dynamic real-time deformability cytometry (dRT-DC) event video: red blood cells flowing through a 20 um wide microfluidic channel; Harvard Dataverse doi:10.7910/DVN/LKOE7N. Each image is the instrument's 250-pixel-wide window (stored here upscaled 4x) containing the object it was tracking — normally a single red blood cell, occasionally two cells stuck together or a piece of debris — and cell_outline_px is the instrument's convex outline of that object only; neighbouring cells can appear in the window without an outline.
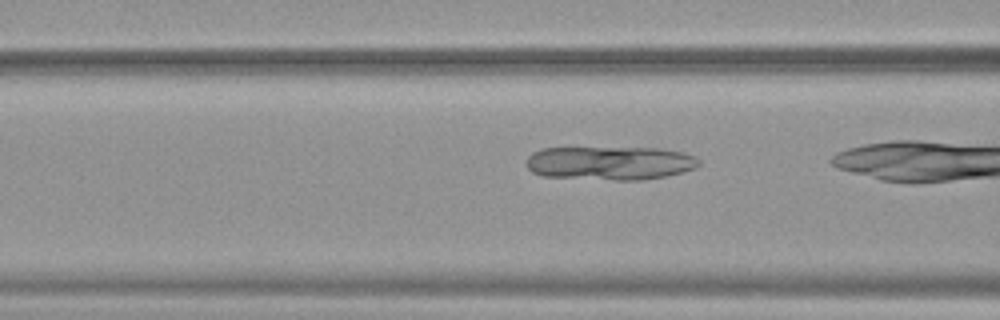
{"species": "common noctule bat (a hibernating species)", "species_latin": "Nyctalus noctula", "temperature_condition": "warm", "stored_images_in_passage": 37, "camera_frame_rate_fps": 3000, "um_per_image_px": 0.085, "animal": {"sex": "female", "body_mass_g": 19.9}, "frame": {"image": 1, "passage_image": 17, "time_ms": 5.333, "image_size_px": [1000, 320], "cell_outline_px": [[700, 164], [696, 168], [684, 172], [644, 180], [616, 180], [544, 176], [532, 172], [524, 164], [528, 156], [532, 152], [544, 148], [660, 148], [684, 152], [700, 160]], "centroid_in_image_um": [51.85, 13.86], "position_along_channel_um": 114.7, "area_um2": 34.04}}
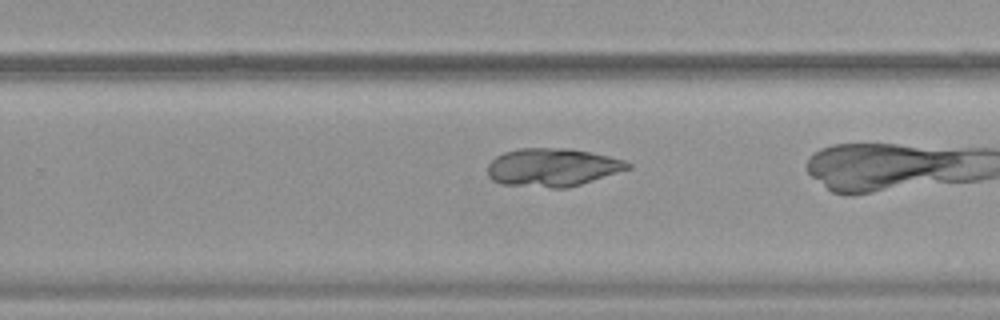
{"frame": {"image": 2, "passage_image": 30, "time_ms": 9.667, "image_size_px": [1000, 320], "cell_outline_px": [[632, 168], [568, 188], [552, 188], [504, 184], [492, 180], [488, 176], [488, 164], [496, 156], [504, 152], [520, 148], [568, 148], [592, 152], [624, 160], [632, 164]], "centroid_in_image_um": [46.97, 14.22], "position_along_channel_um": 282.8, "area_um2": 31.21}}
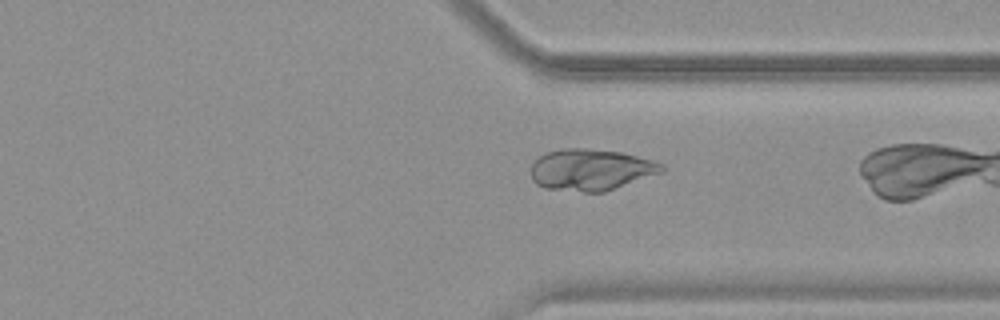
{"frame": {"image": 3, "passage_image": 36, "time_ms": 11.667, "image_size_px": [1000, 320], "cell_outline_px": [[664, 172], [604, 192], [584, 192], [544, 188], [536, 184], [532, 180], [532, 164], [540, 156], [548, 152], [564, 148], [584, 148], [620, 152], [652, 160], [664, 164]], "centroid_in_image_um": [50.24, 14.43], "position_along_channel_um": 361.2, "area_um2": 31.56}}